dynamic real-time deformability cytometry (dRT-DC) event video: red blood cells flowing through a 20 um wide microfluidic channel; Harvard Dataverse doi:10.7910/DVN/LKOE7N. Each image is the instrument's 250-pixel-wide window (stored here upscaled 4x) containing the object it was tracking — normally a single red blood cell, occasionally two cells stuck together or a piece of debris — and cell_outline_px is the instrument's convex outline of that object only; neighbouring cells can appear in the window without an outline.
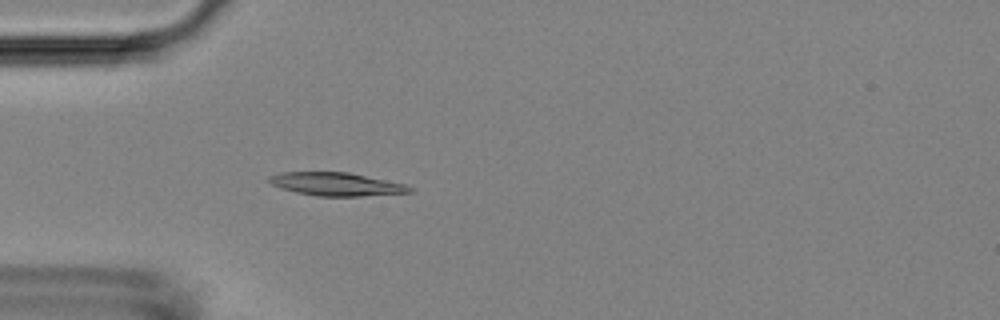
{"species": "Egyptian fruit bat (a non-hibernating species)", "species_latin": "Rousettus aegyptiacus", "temperature_condition": "room temperature", "stored_images_in_passage": 5, "camera_frame_rate_fps": 3000, "um_per_image_px": 0.085, "animal": {"sex": "female"}, "frame": {"image": 1, "passage_image": 5, "time_ms": 1.333, "image_size_px": [1000, 320], "cell_outline_px": [[416, 192], [360, 196], [316, 196], [296, 192], [280, 188], [272, 184], [268, 180], [268, 176], [280, 172], [348, 172], [408, 184]], "centroid_in_image_um": [28.63, 15.65], "position_along_channel_um": 56.4, "area_um2": 19.19}}